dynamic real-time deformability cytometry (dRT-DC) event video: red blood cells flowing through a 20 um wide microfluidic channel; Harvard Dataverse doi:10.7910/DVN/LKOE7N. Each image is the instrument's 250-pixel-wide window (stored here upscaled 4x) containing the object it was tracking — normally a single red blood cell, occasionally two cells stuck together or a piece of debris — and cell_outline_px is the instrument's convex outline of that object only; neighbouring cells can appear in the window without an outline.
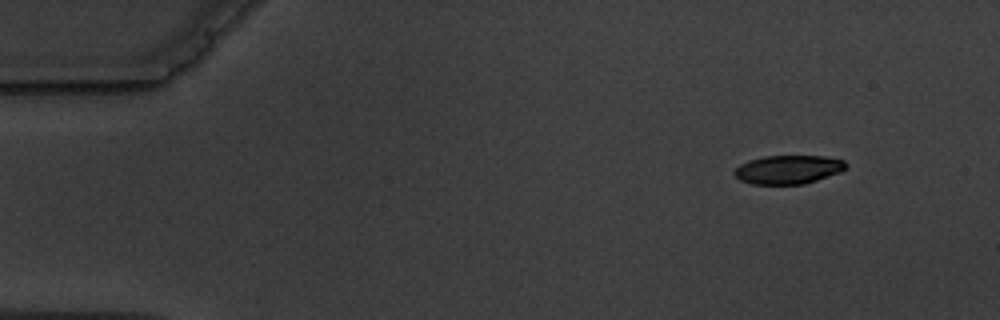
{"species": "common noctule bat (a hibernating species)", "species_latin": "Nyctalus noctula", "temperature_condition": "warm", "stored_images_in_passage": 4, "camera_frame_rate_fps": 3000, "um_per_image_px": 0.085, "animal": {"sex": "male", "body_mass_g": 19.5, "forearm_length_mm": 54.6}, "frame": {"image": 1, "passage_image": 1, "time_ms": 0.0, "image_size_px": [1000, 320], "cell_outline_px": [[848, 164], [840, 172], [804, 184], [752, 184], [740, 180], [732, 172], [740, 164], [748, 160], [764, 156], [824, 156], [844, 160]], "centroid_in_image_um": [66.98, 14.4], "position_along_channel_um": 18.0, "area_um2": 18.61}}
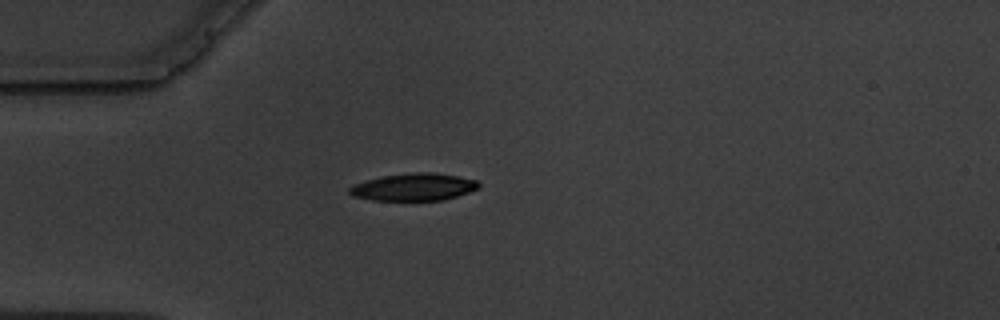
{"frame": {"image": 2, "passage_image": 4, "time_ms": 3.333, "image_size_px": [1000, 320], "cell_outline_px": [[480, 188], [444, 200], [372, 200], [352, 196], [348, 192], [348, 188], [352, 184], [364, 180], [384, 176], [412, 172], [432, 172], [456, 176], [476, 180], [480, 184]], "centroid_in_image_um": [35.13, 15.89], "position_along_channel_um": 49.9, "area_um2": 20.63}}